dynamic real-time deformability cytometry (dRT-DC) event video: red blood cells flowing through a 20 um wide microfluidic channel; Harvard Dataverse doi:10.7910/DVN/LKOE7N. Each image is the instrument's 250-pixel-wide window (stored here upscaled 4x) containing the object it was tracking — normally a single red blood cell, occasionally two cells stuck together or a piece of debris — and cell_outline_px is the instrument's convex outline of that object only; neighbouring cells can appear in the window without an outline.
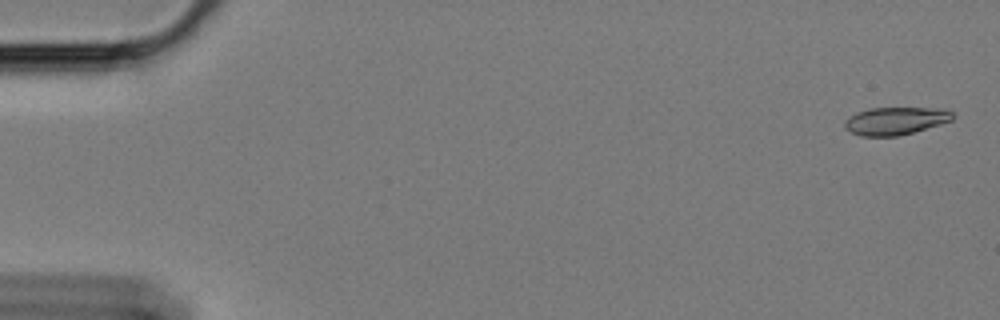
{"species": "Egyptian fruit bat (a non-hibernating species)", "species_latin": "Rousettus aegyptiacus", "temperature_condition": "cold", "stored_images_in_passage": 5, "camera_frame_rate_fps": 3000, "um_per_image_px": 0.085, "animal": {"sex": "female"}, "frame": {"image": 1, "passage_image": 1, "time_ms": 0.0, "image_size_px": [1000, 320], "cell_outline_px": [[956, 116], [952, 120], [940, 124], [900, 136], [860, 136], [844, 128], [844, 120], [856, 112], [868, 108], [944, 108], [952, 112]], "centroid_in_image_um": [76.11, 10.27], "position_along_channel_um": 8.9, "area_um2": 17.57}}